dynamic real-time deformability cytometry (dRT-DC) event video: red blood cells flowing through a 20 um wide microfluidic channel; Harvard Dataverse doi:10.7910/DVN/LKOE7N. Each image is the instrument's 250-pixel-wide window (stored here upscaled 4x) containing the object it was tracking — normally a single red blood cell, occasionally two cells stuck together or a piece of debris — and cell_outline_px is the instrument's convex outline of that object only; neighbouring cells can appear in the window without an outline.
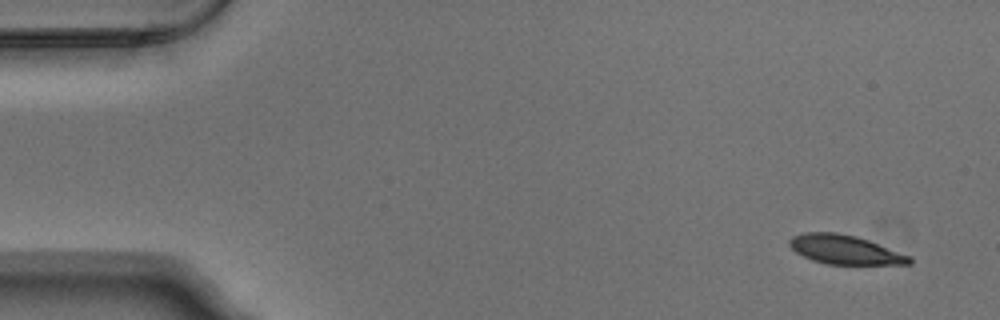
{"species": "Egyptian fruit bat (a non-hibernating species)", "species_latin": "Rousettus aegyptiacus", "temperature_condition": "warm", "stored_images_in_passage": 4, "camera_frame_rate_fps": 3000, "um_per_image_px": 0.085, "animal": {"sex": "male"}, "frame": {"image": 1, "passage_image": 1, "time_ms": 0.0, "image_size_px": [1000, 320], "cell_outline_px": [[912, 264], [828, 264], [812, 260], [796, 252], [788, 244], [788, 240], [792, 236], [804, 232], [836, 232], [856, 236], [868, 240], [912, 256]], "centroid_in_image_um": [71.82, 21.21], "position_along_channel_um": 13.2, "area_um2": 20.35}}
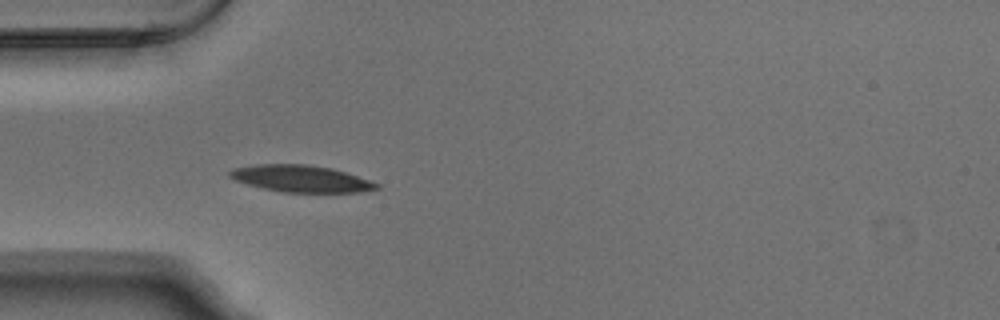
{"frame": {"image": 2, "passage_image": 4, "time_ms": 1.0, "image_size_px": [1000, 320], "cell_outline_px": [[380, 188], [360, 192], [284, 192], [264, 188], [248, 184], [236, 180], [228, 176], [228, 172], [232, 168], [256, 164], [308, 164], [332, 168], [380, 184]], "centroid_in_image_um": [25.56, 15.17], "position_along_channel_um": 59.4, "area_um2": 22.77}}